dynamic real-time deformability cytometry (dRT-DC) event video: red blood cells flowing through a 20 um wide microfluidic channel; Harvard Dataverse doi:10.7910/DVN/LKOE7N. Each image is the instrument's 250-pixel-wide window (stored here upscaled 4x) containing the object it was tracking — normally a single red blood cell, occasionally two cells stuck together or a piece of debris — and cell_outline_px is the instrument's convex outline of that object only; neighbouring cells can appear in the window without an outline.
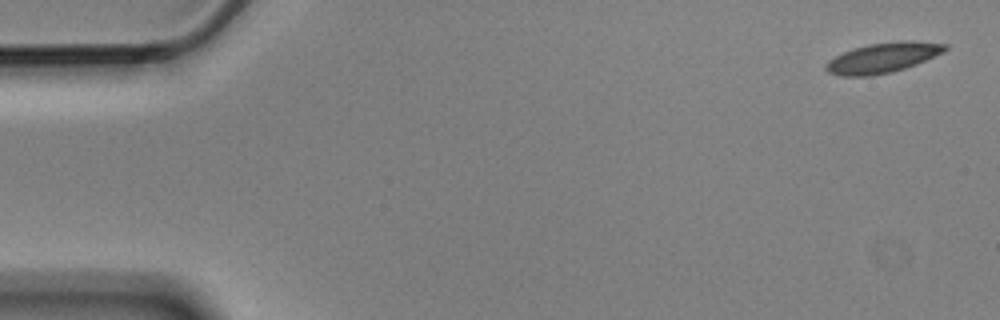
{"species": "Egyptian fruit bat (a non-hibernating species)", "species_latin": "Rousettus aegyptiacus", "temperature_condition": "cold", "stored_images_in_passage": 5, "camera_frame_rate_fps": 3000, "um_per_image_px": 0.085, "animal": {"sex": "male"}, "frame": {"image": 1, "passage_image": 1, "time_ms": 0.0, "image_size_px": [1000, 320], "cell_outline_px": [[948, 48], [944, 52], [916, 64], [892, 72], [872, 76], [840, 76], [828, 72], [824, 68], [824, 64], [828, 60], [852, 48], [868, 44], [900, 40], [912, 40], [948, 44]], "centroid_in_image_um": [75.03, 4.9], "position_along_channel_um": 10.0, "area_um2": 21.1}}
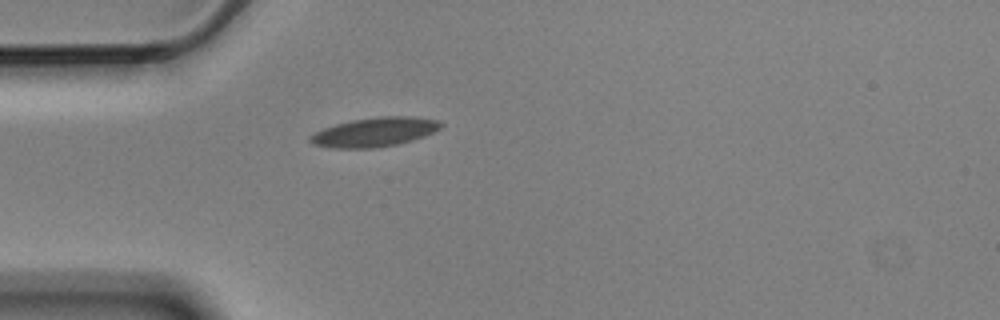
{"frame": {"image": 2, "passage_image": 5, "time_ms": 1.333, "image_size_px": [1000, 320], "cell_outline_px": [[444, 124], [440, 128], [424, 136], [396, 144], [372, 148], [332, 148], [312, 144], [308, 140], [308, 136], [324, 128], [336, 124], [352, 120], [380, 116], [416, 116], [436, 120]], "centroid_in_image_um": [31.81, 11.22], "position_along_channel_um": 53.2, "area_um2": 22.08}}